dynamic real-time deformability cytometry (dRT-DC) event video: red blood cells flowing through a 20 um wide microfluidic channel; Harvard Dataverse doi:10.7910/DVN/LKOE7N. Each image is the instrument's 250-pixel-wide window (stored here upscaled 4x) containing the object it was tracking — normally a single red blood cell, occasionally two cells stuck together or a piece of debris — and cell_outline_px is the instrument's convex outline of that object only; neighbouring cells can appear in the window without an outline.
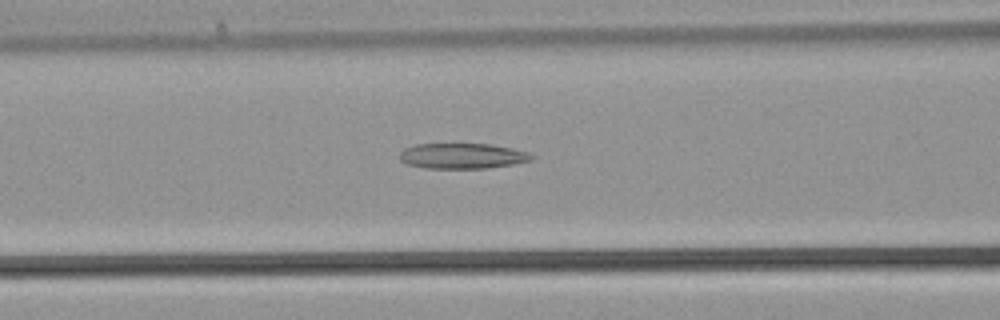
{"species": "common noctule bat (a hibernating species)", "species_latin": "Nyctalus noctula", "temperature_condition": "warm", "stored_images_in_passage": 34, "camera_frame_rate_fps": 3000, "um_per_image_px": 0.085, "animal": {"sex": "male", "body_mass_g": 21.5, "forearm_length_mm": 52.0}, "frame": {"image": 1, "passage_image": 11, "time_ms": 3.333, "image_size_px": [1000, 320], "cell_outline_px": [[536, 156], [532, 160], [512, 164], [488, 168], [428, 168], [408, 164], [400, 160], [400, 152], [404, 148], [416, 144], [488, 144], [512, 148], [528, 152]], "centroid_in_image_um": [39.32, 13.25], "position_along_channel_um": 127.3, "area_um2": 19.48}}
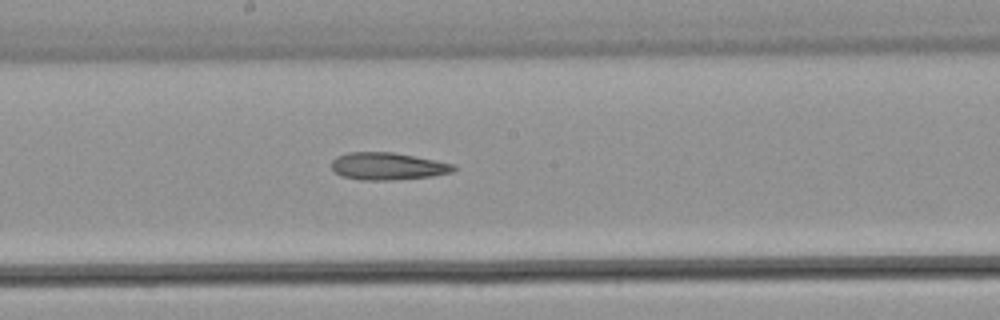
{"frame": {"image": 2, "passage_image": 16, "time_ms": 5.0, "image_size_px": [1000, 320], "cell_outline_px": [[456, 168], [452, 172], [432, 176], [392, 180], [360, 180], [340, 176], [332, 168], [332, 160], [336, 156], [348, 152], [392, 152], [452, 164]], "centroid_in_image_um": [32.89, 14.13], "position_along_channel_um": 215.3, "area_um2": 19.25}}
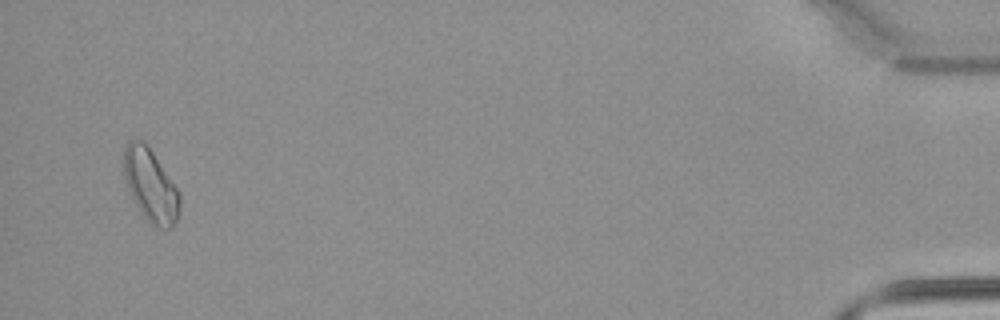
{"frame": {"image": 3, "passage_image": 33, "time_ms": 10.667, "image_size_px": [1000, 320], "cell_outline_px": [[180, 212], [172, 228], [160, 228], [148, 220], [140, 212], [128, 188], [124, 176], [124, 148], [128, 140], [144, 140], [180, 192]], "centroid_in_image_um": [12.81, 15.74], "position_along_channel_um": 422.4, "area_um2": 23.47}}